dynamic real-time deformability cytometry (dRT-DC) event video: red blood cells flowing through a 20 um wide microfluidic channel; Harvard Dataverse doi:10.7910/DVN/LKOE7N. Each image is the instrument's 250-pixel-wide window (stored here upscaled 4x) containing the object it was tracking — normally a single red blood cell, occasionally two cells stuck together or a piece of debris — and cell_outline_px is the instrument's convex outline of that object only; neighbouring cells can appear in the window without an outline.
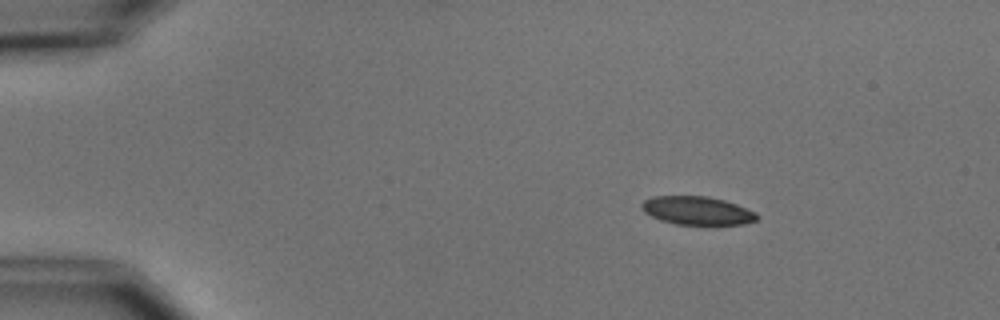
{"species": "common noctule bat (a hibernating species)", "species_latin": "Nyctalus noctula", "temperature_condition": "cold", "stored_images_in_passage": 6, "camera_frame_rate_fps": 3000, "um_per_image_px": 0.085, "animal": {"sex": "male", "body_mass_g": 15.6}, "frame": {"image": 1, "passage_image": 2, "time_ms": 1.333, "image_size_px": [1000, 320], "cell_outline_px": [[760, 216], [756, 220], [744, 224], [712, 228], [676, 224], [660, 220], [644, 212], [640, 208], [640, 204], [644, 200], [656, 196], [704, 196], [724, 200], [736, 204], [756, 212]], "centroid_in_image_um": [59.31, 17.96], "position_along_channel_um": 25.7, "area_um2": 19.94}}
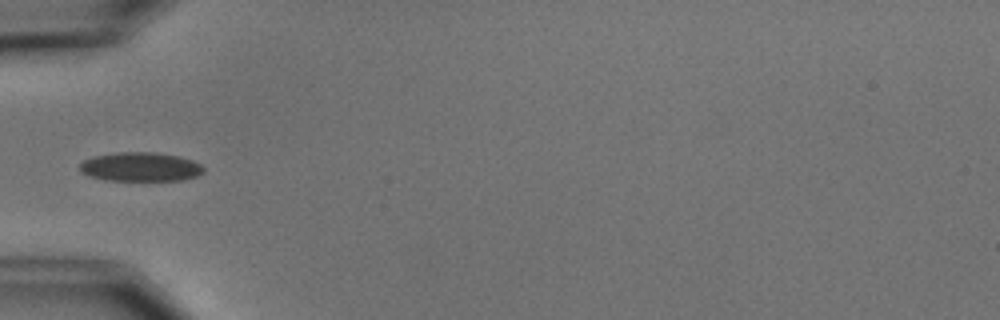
{"frame": {"image": 2, "passage_image": 4, "time_ms": 4.667, "image_size_px": [1000, 320], "cell_outline_px": [[204, 172], [196, 176], [184, 180], [104, 180], [80, 172], [80, 164], [84, 160], [92, 156], [116, 152], [152, 152], [180, 156], [192, 160], [200, 164], [204, 168]], "centroid_in_image_um": [11.94, 14.17], "position_along_channel_um": 73.1, "area_um2": 20.98}}
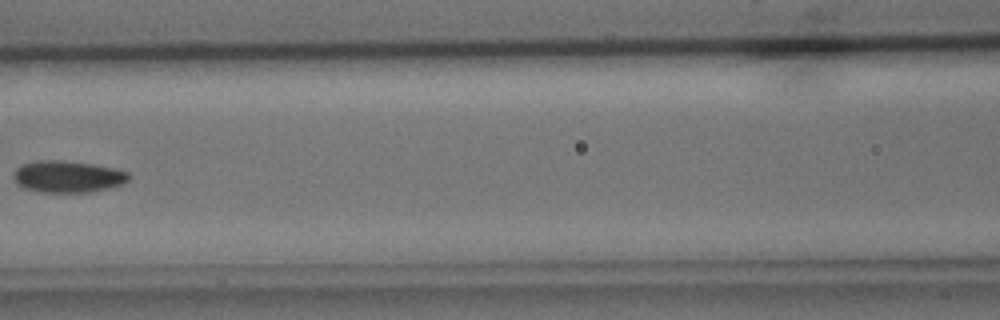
{"frame": {"image": 3, "passage_image": 6, "time_ms": 7.0, "image_size_px": [1000, 320], "cell_outline_px": [[128, 180], [120, 184], [108, 188], [88, 192], [40, 192], [24, 188], [16, 184], [12, 176], [16, 168], [24, 164], [36, 160], [64, 160], [92, 164], [112, 168], [128, 172]], "centroid_in_image_um": [5.69, 15.01], "position_along_channel_um": 160.9, "area_um2": 21.21}}